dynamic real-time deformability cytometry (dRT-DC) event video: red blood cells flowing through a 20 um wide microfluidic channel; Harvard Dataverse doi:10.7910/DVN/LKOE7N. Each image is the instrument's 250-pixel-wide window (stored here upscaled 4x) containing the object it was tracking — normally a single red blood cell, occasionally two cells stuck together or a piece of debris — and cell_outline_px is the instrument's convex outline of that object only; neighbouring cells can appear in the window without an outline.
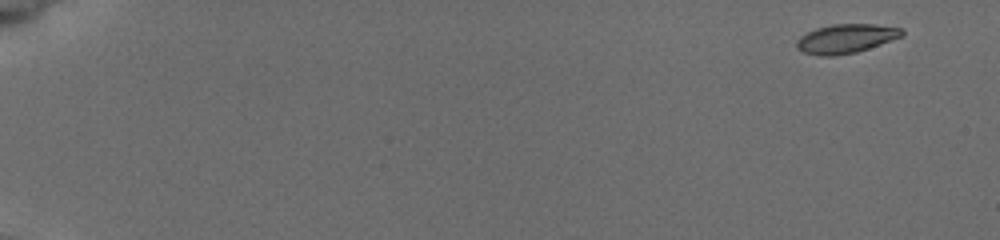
{"species": "common noctule bat (a hibernating species)", "species_latin": "Nyctalus noctula", "temperature_condition": "cold", "stored_images_in_passage": 8, "camera_frame_rate_fps": 3000, "um_per_image_px": 0.085, "animal": {"sex": "female", "body_mass_g": 19.5, "forearm_length_mm": 54.1}, "frame": {"image": 1, "passage_image": 1, "time_ms": 0.0, "image_size_px": [1000, 240], "cell_outline_px": [[904, 36], [856, 52], [832, 56], [820, 56], [804, 52], [796, 48], [796, 40], [800, 36], [816, 28], [832, 24], [876, 24], [904, 28]], "centroid_in_image_um": [71.92, 3.27], "position_along_channel_um": 13.1, "area_um2": 17.92}}
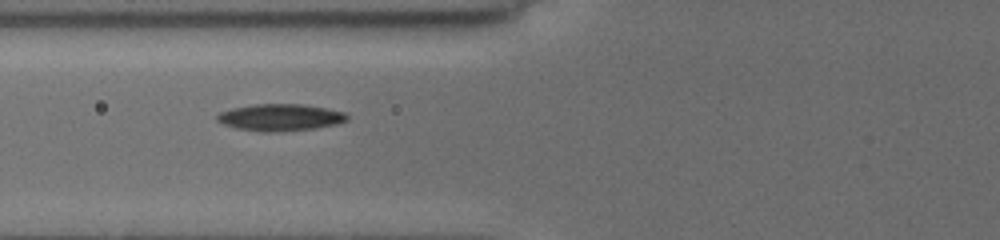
{"frame": {"image": 2, "passage_image": 7, "time_ms": 7.0, "image_size_px": [1000, 240], "cell_outline_px": [[348, 120], [336, 124], [316, 128], [280, 132], [260, 132], [236, 128], [224, 124], [216, 120], [216, 116], [220, 112], [232, 108], [252, 104], [304, 104], [344, 112], [348, 116]], "centroid_in_image_um": [23.8, 9.98], "position_along_channel_um": 102.0, "area_um2": 20.46}}
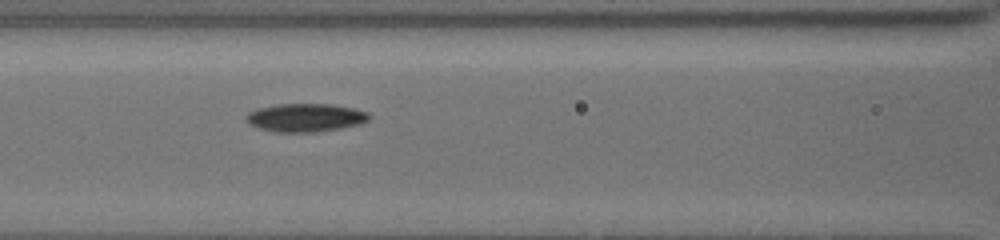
{"frame": {"image": 3, "passage_image": 8, "time_ms": 8.0, "image_size_px": [1000, 240], "cell_outline_px": [[372, 116], [368, 120], [356, 124], [340, 128], [316, 132], [276, 132], [260, 128], [252, 124], [244, 116], [248, 112], [260, 108], [280, 104], [332, 104], [352, 108], [368, 112]], "centroid_in_image_um": [25.98, 9.99], "position_along_channel_um": 140.6, "area_um2": 19.94}}